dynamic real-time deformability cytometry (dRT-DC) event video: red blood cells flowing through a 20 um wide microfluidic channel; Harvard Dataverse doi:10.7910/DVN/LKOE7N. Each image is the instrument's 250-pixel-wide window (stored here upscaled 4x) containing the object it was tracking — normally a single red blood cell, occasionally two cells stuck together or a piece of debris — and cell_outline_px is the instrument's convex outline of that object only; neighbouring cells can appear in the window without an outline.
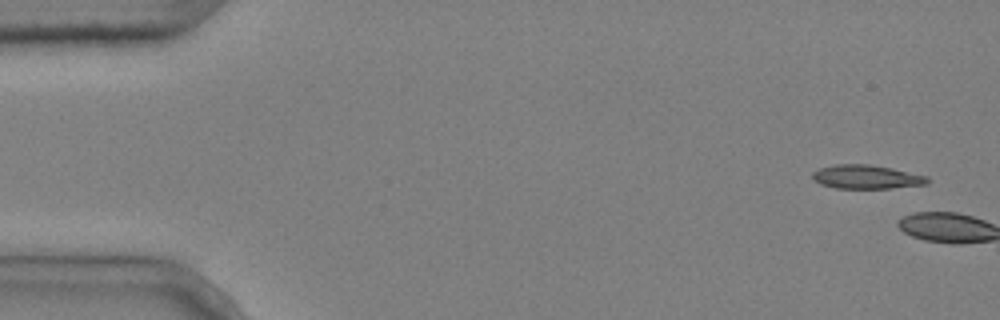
{"species": "common noctule bat (a hibernating species)", "species_latin": "Nyctalus noctula", "temperature_condition": "cold", "stored_images_in_passage": 2, "camera_frame_rate_fps": 3000, "um_per_image_px": 0.085, "animal": {"sex": "male", "body_mass_g": 20.4}, "frame": {"image": 1, "passage_image": 1, "time_ms": 0.0, "image_size_px": [1000, 320], "cell_outline_px": [[928, 184], [892, 188], [836, 188], [820, 184], [812, 176], [812, 172], [820, 168], [836, 164], [868, 164], [892, 168], [928, 176]], "centroid_in_image_um": [73.66, 15.03], "position_along_channel_um": 11.3, "area_um2": 15.9}}